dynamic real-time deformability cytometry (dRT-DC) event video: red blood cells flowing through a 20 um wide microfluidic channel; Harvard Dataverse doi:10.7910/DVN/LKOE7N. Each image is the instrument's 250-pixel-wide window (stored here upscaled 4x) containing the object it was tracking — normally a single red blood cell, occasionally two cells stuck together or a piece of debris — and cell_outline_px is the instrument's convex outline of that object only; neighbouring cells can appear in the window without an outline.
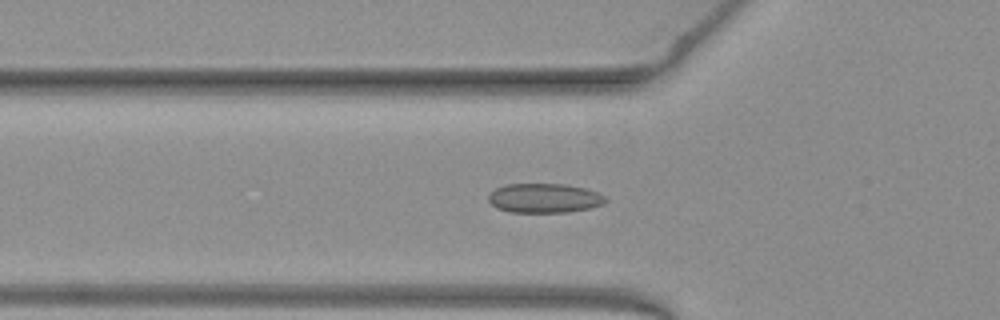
{"species": "common noctule bat (a hibernating species)", "species_latin": "Nyctalus noctula", "temperature_condition": "warm", "stored_images_in_passage": 51, "camera_frame_rate_fps": 3000, "um_per_image_px": 0.085, "animal": {"sex": "female", "body_mass_g": 19.3, "forearm_length_mm": 54.1}, "frame": {"image": 1, "passage_image": 17, "time_ms": 5.333, "image_size_px": [1000, 320], "cell_outline_px": [[608, 200], [604, 204], [588, 208], [568, 212], [508, 212], [496, 208], [488, 200], [488, 196], [496, 188], [508, 184], [564, 184], [584, 188], [596, 192], [604, 196]], "centroid_in_image_um": [46.26, 16.84], "position_along_channel_um": 79.5, "area_um2": 19.94}}
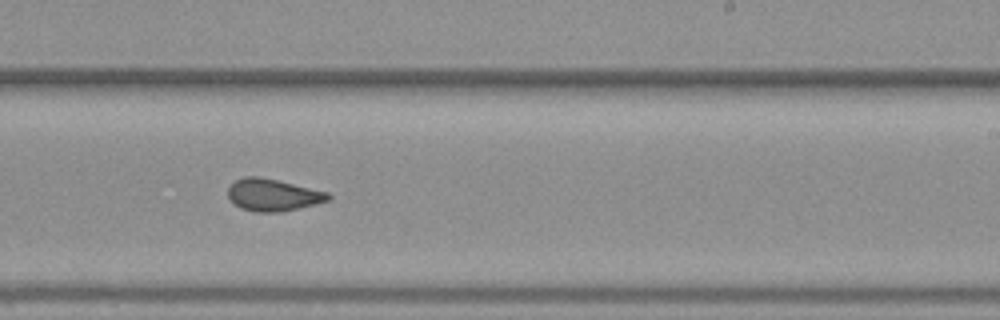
{"frame": {"image": 2, "passage_image": 31, "time_ms": 10.0, "image_size_px": [1000, 320], "cell_outline_px": [[332, 196], [328, 200], [316, 204], [280, 212], [256, 212], [240, 208], [228, 196], [228, 188], [236, 180], [244, 176], [260, 176], [328, 192]], "centroid_in_image_um": [23.2, 16.57], "position_along_channel_um": 265.8, "area_um2": 18.61}}
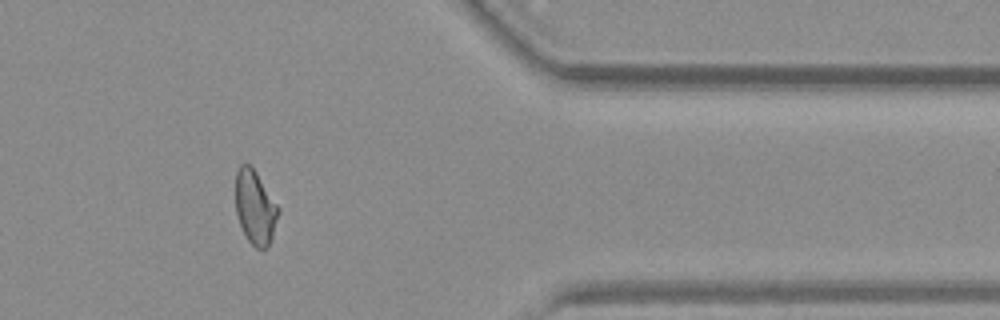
{"frame": {"image": 3, "passage_image": 42, "time_ms": 13.667, "image_size_px": [1000, 320], "cell_outline_px": [[280, 212], [272, 240], [268, 248], [256, 248], [248, 240], [240, 224], [236, 212], [236, 172], [240, 164], [252, 164], [280, 208]], "centroid_in_image_um": [21.72, 17.61], "position_along_channel_um": 389.7, "area_um2": 18.73}, "authors_computed_cell_mechanics": {"area_um2": 19.3052, "velocity_mm_per_s": 3.9699, "shape_relaxation_time_tau1_ms": 6.266, "shape_relaxation_time_tau2_ms": 1.4379, "deformation_change_tau1": 0.1201, "deformation_change_tau2": 0.0558}}